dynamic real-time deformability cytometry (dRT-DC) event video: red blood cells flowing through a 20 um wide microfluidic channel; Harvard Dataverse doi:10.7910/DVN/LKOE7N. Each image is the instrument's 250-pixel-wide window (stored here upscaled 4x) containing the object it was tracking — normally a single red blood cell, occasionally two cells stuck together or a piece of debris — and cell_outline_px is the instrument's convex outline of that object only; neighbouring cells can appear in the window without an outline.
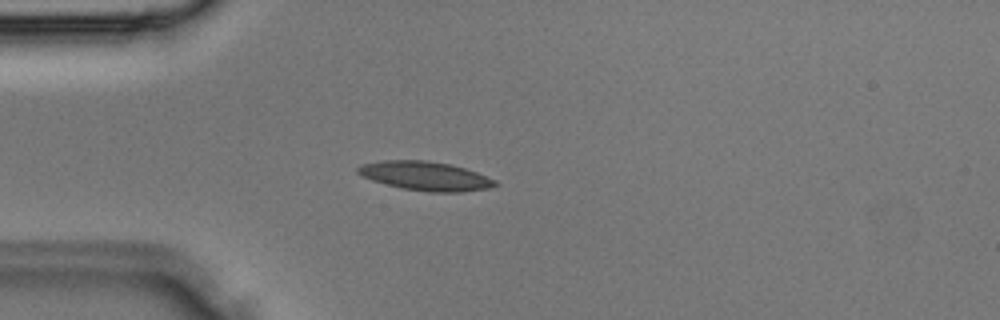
{"species": "Egyptian fruit bat (a non-hibernating species)", "species_latin": "Rousettus aegyptiacus", "temperature_condition": "room temperature", "stored_images_in_passage": 36, "camera_frame_rate_fps": 3000, "um_per_image_px": 0.085, "animal": {"sex": "male"}, "frame": {"image": 1, "passage_image": 10, "time_ms": 3.0, "image_size_px": [1000, 320], "cell_outline_px": [[500, 184], [488, 188], [460, 192], [428, 192], [400, 188], [372, 180], [356, 172], [356, 168], [364, 164], [384, 160], [428, 160], [448, 164], [464, 168], [476, 172], [496, 180]], "centroid_in_image_um": [36.17, 14.96], "position_along_channel_um": 48.8, "area_um2": 23.06}}
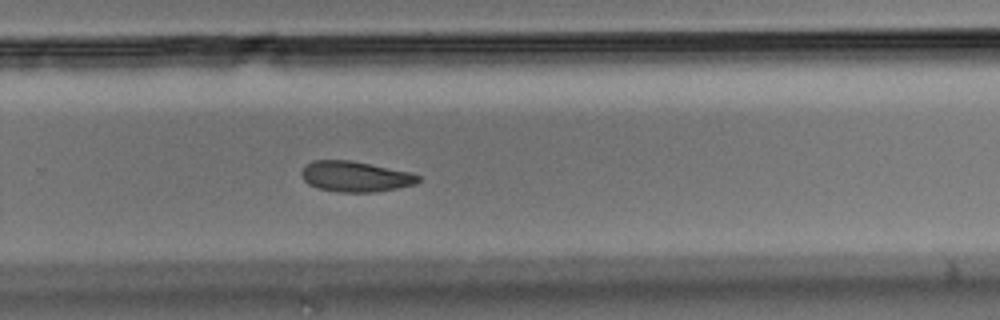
{"frame": {"image": 2, "passage_image": 24, "time_ms": 7.667, "image_size_px": [1000, 320], "cell_outline_px": [[420, 180], [416, 184], [376, 192], [340, 192], [320, 188], [308, 184], [304, 180], [300, 172], [312, 160], [348, 160], [412, 172], [420, 176]], "centroid_in_image_um": [30.22, 15.0], "position_along_channel_um": 299.6, "area_um2": 20.63}}
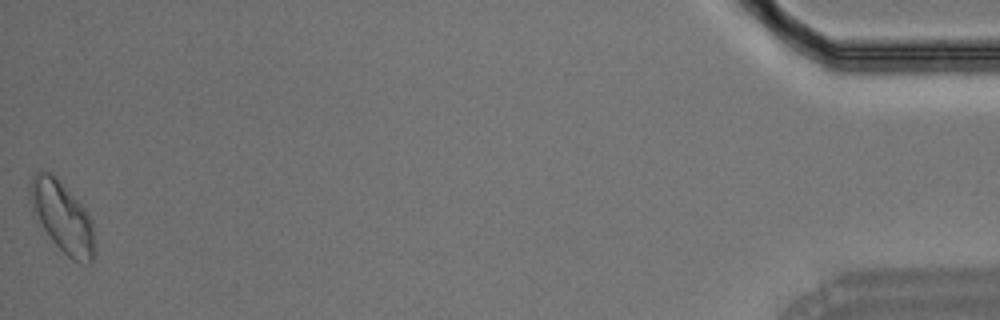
{"frame": {"image": 3, "passage_image": 36, "time_ms": 11.667, "image_size_px": [1000, 320], "cell_outline_px": [[96, 252], [92, 264], [80, 264], [72, 260], [52, 240], [32, 212], [28, 200], [28, 180], [36, 172], [52, 172], [56, 176], [84, 208], [92, 220]], "centroid_in_image_um": [5.29, 18.45], "position_along_channel_um": 429.9, "area_um2": 27.11}}